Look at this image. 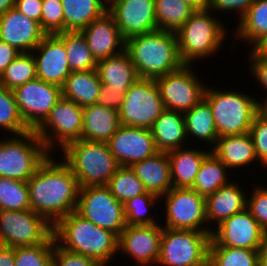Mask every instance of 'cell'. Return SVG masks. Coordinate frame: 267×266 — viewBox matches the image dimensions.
<instances>
[{"instance_id": "cell-1", "label": "cell", "mask_w": 267, "mask_h": 266, "mask_svg": "<svg viewBox=\"0 0 267 266\" xmlns=\"http://www.w3.org/2000/svg\"><path fill=\"white\" fill-rule=\"evenodd\" d=\"M58 161V162H57ZM31 210L52 226L77 209L79 186L71 168L51 154L27 181Z\"/></svg>"}, {"instance_id": "cell-2", "label": "cell", "mask_w": 267, "mask_h": 266, "mask_svg": "<svg viewBox=\"0 0 267 266\" xmlns=\"http://www.w3.org/2000/svg\"><path fill=\"white\" fill-rule=\"evenodd\" d=\"M56 243L63 249L87 256L107 266L118 252V236L96 226L76 210L53 226Z\"/></svg>"}, {"instance_id": "cell-3", "label": "cell", "mask_w": 267, "mask_h": 266, "mask_svg": "<svg viewBox=\"0 0 267 266\" xmlns=\"http://www.w3.org/2000/svg\"><path fill=\"white\" fill-rule=\"evenodd\" d=\"M125 50L140 78L156 79L183 65L174 32L158 29L131 36L126 39Z\"/></svg>"}, {"instance_id": "cell-4", "label": "cell", "mask_w": 267, "mask_h": 266, "mask_svg": "<svg viewBox=\"0 0 267 266\" xmlns=\"http://www.w3.org/2000/svg\"><path fill=\"white\" fill-rule=\"evenodd\" d=\"M61 154L80 188L106 186L119 167L108 144L103 142L73 141L62 149Z\"/></svg>"}, {"instance_id": "cell-5", "label": "cell", "mask_w": 267, "mask_h": 266, "mask_svg": "<svg viewBox=\"0 0 267 266\" xmlns=\"http://www.w3.org/2000/svg\"><path fill=\"white\" fill-rule=\"evenodd\" d=\"M210 14L208 8L195 10L176 32L178 52L183 64L191 65L197 59L212 56L220 50L222 42L225 41V25L218 17Z\"/></svg>"}, {"instance_id": "cell-6", "label": "cell", "mask_w": 267, "mask_h": 266, "mask_svg": "<svg viewBox=\"0 0 267 266\" xmlns=\"http://www.w3.org/2000/svg\"><path fill=\"white\" fill-rule=\"evenodd\" d=\"M243 93L206 87L204 98L211 107L218 137L249 132L258 114V100Z\"/></svg>"}, {"instance_id": "cell-7", "label": "cell", "mask_w": 267, "mask_h": 266, "mask_svg": "<svg viewBox=\"0 0 267 266\" xmlns=\"http://www.w3.org/2000/svg\"><path fill=\"white\" fill-rule=\"evenodd\" d=\"M50 154L34 130L0 139V177L27 182Z\"/></svg>"}, {"instance_id": "cell-8", "label": "cell", "mask_w": 267, "mask_h": 266, "mask_svg": "<svg viewBox=\"0 0 267 266\" xmlns=\"http://www.w3.org/2000/svg\"><path fill=\"white\" fill-rule=\"evenodd\" d=\"M211 233L163 226L156 266H208Z\"/></svg>"}, {"instance_id": "cell-9", "label": "cell", "mask_w": 267, "mask_h": 266, "mask_svg": "<svg viewBox=\"0 0 267 266\" xmlns=\"http://www.w3.org/2000/svg\"><path fill=\"white\" fill-rule=\"evenodd\" d=\"M82 126L83 107L61 97L46 119L34 131L51 153L58 147L61 151L68 143L80 140Z\"/></svg>"}, {"instance_id": "cell-10", "label": "cell", "mask_w": 267, "mask_h": 266, "mask_svg": "<svg viewBox=\"0 0 267 266\" xmlns=\"http://www.w3.org/2000/svg\"><path fill=\"white\" fill-rule=\"evenodd\" d=\"M165 110L155 79L139 78L126 92L118 110L119 123L151 129Z\"/></svg>"}, {"instance_id": "cell-11", "label": "cell", "mask_w": 267, "mask_h": 266, "mask_svg": "<svg viewBox=\"0 0 267 266\" xmlns=\"http://www.w3.org/2000/svg\"><path fill=\"white\" fill-rule=\"evenodd\" d=\"M53 235V226L31 209L0 211V245L35 246Z\"/></svg>"}, {"instance_id": "cell-12", "label": "cell", "mask_w": 267, "mask_h": 266, "mask_svg": "<svg viewBox=\"0 0 267 266\" xmlns=\"http://www.w3.org/2000/svg\"><path fill=\"white\" fill-rule=\"evenodd\" d=\"M163 198L166 228L212 232L213 228L208 227L206 220L205 197L195 190L172 187Z\"/></svg>"}, {"instance_id": "cell-13", "label": "cell", "mask_w": 267, "mask_h": 266, "mask_svg": "<svg viewBox=\"0 0 267 266\" xmlns=\"http://www.w3.org/2000/svg\"><path fill=\"white\" fill-rule=\"evenodd\" d=\"M76 211L96 226L117 236L126 227L123 203L116 200L107 186L79 188Z\"/></svg>"}, {"instance_id": "cell-14", "label": "cell", "mask_w": 267, "mask_h": 266, "mask_svg": "<svg viewBox=\"0 0 267 266\" xmlns=\"http://www.w3.org/2000/svg\"><path fill=\"white\" fill-rule=\"evenodd\" d=\"M191 66L183 64L176 71L155 79L165 109L184 114L204 98L207 86Z\"/></svg>"}, {"instance_id": "cell-15", "label": "cell", "mask_w": 267, "mask_h": 266, "mask_svg": "<svg viewBox=\"0 0 267 266\" xmlns=\"http://www.w3.org/2000/svg\"><path fill=\"white\" fill-rule=\"evenodd\" d=\"M25 124L35 130L62 97V87L35 79L13 89Z\"/></svg>"}, {"instance_id": "cell-16", "label": "cell", "mask_w": 267, "mask_h": 266, "mask_svg": "<svg viewBox=\"0 0 267 266\" xmlns=\"http://www.w3.org/2000/svg\"><path fill=\"white\" fill-rule=\"evenodd\" d=\"M213 226L211 238L220 246L259 251L267 237L247 209Z\"/></svg>"}, {"instance_id": "cell-17", "label": "cell", "mask_w": 267, "mask_h": 266, "mask_svg": "<svg viewBox=\"0 0 267 266\" xmlns=\"http://www.w3.org/2000/svg\"><path fill=\"white\" fill-rule=\"evenodd\" d=\"M108 12L125 39L158 30L155 0H108Z\"/></svg>"}, {"instance_id": "cell-18", "label": "cell", "mask_w": 267, "mask_h": 266, "mask_svg": "<svg viewBox=\"0 0 267 266\" xmlns=\"http://www.w3.org/2000/svg\"><path fill=\"white\" fill-rule=\"evenodd\" d=\"M107 144L119 166L130 167L159 152L151 129L121 124Z\"/></svg>"}, {"instance_id": "cell-19", "label": "cell", "mask_w": 267, "mask_h": 266, "mask_svg": "<svg viewBox=\"0 0 267 266\" xmlns=\"http://www.w3.org/2000/svg\"><path fill=\"white\" fill-rule=\"evenodd\" d=\"M162 224L128 226L118 236V253L124 252L140 266H155L160 255Z\"/></svg>"}, {"instance_id": "cell-20", "label": "cell", "mask_w": 267, "mask_h": 266, "mask_svg": "<svg viewBox=\"0 0 267 266\" xmlns=\"http://www.w3.org/2000/svg\"><path fill=\"white\" fill-rule=\"evenodd\" d=\"M32 54L37 79L62 87L71 73L64 41L57 34H46Z\"/></svg>"}, {"instance_id": "cell-21", "label": "cell", "mask_w": 267, "mask_h": 266, "mask_svg": "<svg viewBox=\"0 0 267 266\" xmlns=\"http://www.w3.org/2000/svg\"><path fill=\"white\" fill-rule=\"evenodd\" d=\"M45 35L37 21L15 8L0 15V40L7 42L20 53L32 52Z\"/></svg>"}, {"instance_id": "cell-22", "label": "cell", "mask_w": 267, "mask_h": 266, "mask_svg": "<svg viewBox=\"0 0 267 266\" xmlns=\"http://www.w3.org/2000/svg\"><path fill=\"white\" fill-rule=\"evenodd\" d=\"M81 32L96 61L117 55L125 50L126 39L108 11L92 21Z\"/></svg>"}, {"instance_id": "cell-23", "label": "cell", "mask_w": 267, "mask_h": 266, "mask_svg": "<svg viewBox=\"0 0 267 266\" xmlns=\"http://www.w3.org/2000/svg\"><path fill=\"white\" fill-rule=\"evenodd\" d=\"M245 195L246 193L242 187L237 182L231 181L207 196L205 198V205L208 227L213 222L219 225L232 215L244 211L247 206V195Z\"/></svg>"}, {"instance_id": "cell-24", "label": "cell", "mask_w": 267, "mask_h": 266, "mask_svg": "<svg viewBox=\"0 0 267 266\" xmlns=\"http://www.w3.org/2000/svg\"><path fill=\"white\" fill-rule=\"evenodd\" d=\"M130 168L142 181L147 192L160 198L173 187L167 152H157L151 157L133 163Z\"/></svg>"}, {"instance_id": "cell-25", "label": "cell", "mask_w": 267, "mask_h": 266, "mask_svg": "<svg viewBox=\"0 0 267 266\" xmlns=\"http://www.w3.org/2000/svg\"><path fill=\"white\" fill-rule=\"evenodd\" d=\"M96 72L105 89H119L121 92H126L140 78L126 50L98 60Z\"/></svg>"}, {"instance_id": "cell-26", "label": "cell", "mask_w": 267, "mask_h": 266, "mask_svg": "<svg viewBox=\"0 0 267 266\" xmlns=\"http://www.w3.org/2000/svg\"><path fill=\"white\" fill-rule=\"evenodd\" d=\"M230 170L249 166L258 162L255 147L249 132L240 135L218 137L215 146L210 150Z\"/></svg>"}, {"instance_id": "cell-27", "label": "cell", "mask_w": 267, "mask_h": 266, "mask_svg": "<svg viewBox=\"0 0 267 266\" xmlns=\"http://www.w3.org/2000/svg\"><path fill=\"white\" fill-rule=\"evenodd\" d=\"M119 126L118 111L98 104L83 107L82 140L107 143Z\"/></svg>"}, {"instance_id": "cell-28", "label": "cell", "mask_w": 267, "mask_h": 266, "mask_svg": "<svg viewBox=\"0 0 267 266\" xmlns=\"http://www.w3.org/2000/svg\"><path fill=\"white\" fill-rule=\"evenodd\" d=\"M151 132L159 152L185 147L187 140L184 114L165 109L154 122Z\"/></svg>"}, {"instance_id": "cell-29", "label": "cell", "mask_w": 267, "mask_h": 266, "mask_svg": "<svg viewBox=\"0 0 267 266\" xmlns=\"http://www.w3.org/2000/svg\"><path fill=\"white\" fill-rule=\"evenodd\" d=\"M209 149L179 148L167 152L170 162L172 186L174 188H191L195 182L200 165L209 153Z\"/></svg>"}, {"instance_id": "cell-30", "label": "cell", "mask_w": 267, "mask_h": 266, "mask_svg": "<svg viewBox=\"0 0 267 266\" xmlns=\"http://www.w3.org/2000/svg\"><path fill=\"white\" fill-rule=\"evenodd\" d=\"M102 83L96 69L71 72L62 86V97L81 107L96 104Z\"/></svg>"}, {"instance_id": "cell-31", "label": "cell", "mask_w": 267, "mask_h": 266, "mask_svg": "<svg viewBox=\"0 0 267 266\" xmlns=\"http://www.w3.org/2000/svg\"><path fill=\"white\" fill-rule=\"evenodd\" d=\"M64 31H81L108 11V0H61Z\"/></svg>"}, {"instance_id": "cell-32", "label": "cell", "mask_w": 267, "mask_h": 266, "mask_svg": "<svg viewBox=\"0 0 267 266\" xmlns=\"http://www.w3.org/2000/svg\"><path fill=\"white\" fill-rule=\"evenodd\" d=\"M186 136H194L196 140L211 145L213 148L218 139V133L214 122L211 107L208 101L203 98L193 108L184 113ZM198 138V139H197Z\"/></svg>"}, {"instance_id": "cell-33", "label": "cell", "mask_w": 267, "mask_h": 266, "mask_svg": "<svg viewBox=\"0 0 267 266\" xmlns=\"http://www.w3.org/2000/svg\"><path fill=\"white\" fill-rule=\"evenodd\" d=\"M236 39L240 38L256 48L267 37V0H255L236 26Z\"/></svg>"}, {"instance_id": "cell-34", "label": "cell", "mask_w": 267, "mask_h": 266, "mask_svg": "<svg viewBox=\"0 0 267 266\" xmlns=\"http://www.w3.org/2000/svg\"><path fill=\"white\" fill-rule=\"evenodd\" d=\"M229 170L230 169L210 151L203 159L191 189L206 198L220 187L230 183V179H228Z\"/></svg>"}, {"instance_id": "cell-35", "label": "cell", "mask_w": 267, "mask_h": 266, "mask_svg": "<svg viewBox=\"0 0 267 266\" xmlns=\"http://www.w3.org/2000/svg\"><path fill=\"white\" fill-rule=\"evenodd\" d=\"M57 35L64 41L71 72L96 69L97 61L81 31H64Z\"/></svg>"}, {"instance_id": "cell-36", "label": "cell", "mask_w": 267, "mask_h": 266, "mask_svg": "<svg viewBox=\"0 0 267 266\" xmlns=\"http://www.w3.org/2000/svg\"><path fill=\"white\" fill-rule=\"evenodd\" d=\"M194 11L184 0H155V18L159 30L176 33Z\"/></svg>"}, {"instance_id": "cell-37", "label": "cell", "mask_w": 267, "mask_h": 266, "mask_svg": "<svg viewBox=\"0 0 267 266\" xmlns=\"http://www.w3.org/2000/svg\"><path fill=\"white\" fill-rule=\"evenodd\" d=\"M208 266H259V251L209 243Z\"/></svg>"}, {"instance_id": "cell-38", "label": "cell", "mask_w": 267, "mask_h": 266, "mask_svg": "<svg viewBox=\"0 0 267 266\" xmlns=\"http://www.w3.org/2000/svg\"><path fill=\"white\" fill-rule=\"evenodd\" d=\"M106 186L110 189L113 197L123 204L129 199L147 192L142 181L128 166H119Z\"/></svg>"}, {"instance_id": "cell-39", "label": "cell", "mask_w": 267, "mask_h": 266, "mask_svg": "<svg viewBox=\"0 0 267 266\" xmlns=\"http://www.w3.org/2000/svg\"><path fill=\"white\" fill-rule=\"evenodd\" d=\"M36 78V62L32 52L20 53L0 75V84L13 90Z\"/></svg>"}, {"instance_id": "cell-40", "label": "cell", "mask_w": 267, "mask_h": 266, "mask_svg": "<svg viewBox=\"0 0 267 266\" xmlns=\"http://www.w3.org/2000/svg\"><path fill=\"white\" fill-rule=\"evenodd\" d=\"M29 209L31 207L27 182L0 177V211Z\"/></svg>"}, {"instance_id": "cell-41", "label": "cell", "mask_w": 267, "mask_h": 266, "mask_svg": "<svg viewBox=\"0 0 267 266\" xmlns=\"http://www.w3.org/2000/svg\"><path fill=\"white\" fill-rule=\"evenodd\" d=\"M160 197L146 192L145 194L135 196L123 204L125 223L128 226L156 225L157 219L148 215L149 209L158 203Z\"/></svg>"}, {"instance_id": "cell-42", "label": "cell", "mask_w": 267, "mask_h": 266, "mask_svg": "<svg viewBox=\"0 0 267 266\" xmlns=\"http://www.w3.org/2000/svg\"><path fill=\"white\" fill-rule=\"evenodd\" d=\"M0 128L20 135L31 129L25 124L16 103L13 90L0 84Z\"/></svg>"}, {"instance_id": "cell-43", "label": "cell", "mask_w": 267, "mask_h": 266, "mask_svg": "<svg viewBox=\"0 0 267 266\" xmlns=\"http://www.w3.org/2000/svg\"><path fill=\"white\" fill-rule=\"evenodd\" d=\"M55 238L45 243L15 248V266H52Z\"/></svg>"}, {"instance_id": "cell-44", "label": "cell", "mask_w": 267, "mask_h": 266, "mask_svg": "<svg viewBox=\"0 0 267 266\" xmlns=\"http://www.w3.org/2000/svg\"><path fill=\"white\" fill-rule=\"evenodd\" d=\"M40 27L46 34L64 32V13L61 0H42Z\"/></svg>"}, {"instance_id": "cell-45", "label": "cell", "mask_w": 267, "mask_h": 266, "mask_svg": "<svg viewBox=\"0 0 267 266\" xmlns=\"http://www.w3.org/2000/svg\"><path fill=\"white\" fill-rule=\"evenodd\" d=\"M260 185L255 186L249 198L247 196L246 209L267 234V187Z\"/></svg>"}, {"instance_id": "cell-46", "label": "cell", "mask_w": 267, "mask_h": 266, "mask_svg": "<svg viewBox=\"0 0 267 266\" xmlns=\"http://www.w3.org/2000/svg\"><path fill=\"white\" fill-rule=\"evenodd\" d=\"M249 134L252 138L258 161L267 169V121L257 114L250 126Z\"/></svg>"}, {"instance_id": "cell-47", "label": "cell", "mask_w": 267, "mask_h": 266, "mask_svg": "<svg viewBox=\"0 0 267 266\" xmlns=\"http://www.w3.org/2000/svg\"><path fill=\"white\" fill-rule=\"evenodd\" d=\"M52 266H102L98 261L61 248L55 241Z\"/></svg>"}, {"instance_id": "cell-48", "label": "cell", "mask_w": 267, "mask_h": 266, "mask_svg": "<svg viewBox=\"0 0 267 266\" xmlns=\"http://www.w3.org/2000/svg\"><path fill=\"white\" fill-rule=\"evenodd\" d=\"M250 63L249 69L253 75L256 82L264 87L267 91V56L261 54L256 48L250 49L249 60Z\"/></svg>"}, {"instance_id": "cell-49", "label": "cell", "mask_w": 267, "mask_h": 266, "mask_svg": "<svg viewBox=\"0 0 267 266\" xmlns=\"http://www.w3.org/2000/svg\"><path fill=\"white\" fill-rule=\"evenodd\" d=\"M255 0H208V9L213 13L218 10L224 12L234 11L238 13L239 20L249 10Z\"/></svg>"}, {"instance_id": "cell-50", "label": "cell", "mask_w": 267, "mask_h": 266, "mask_svg": "<svg viewBox=\"0 0 267 266\" xmlns=\"http://www.w3.org/2000/svg\"><path fill=\"white\" fill-rule=\"evenodd\" d=\"M124 97L125 92H121L119 89H105L101 85L96 104L118 111L124 101Z\"/></svg>"}, {"instance_id": "cell-51", "label": "cell", "mask_w": 267, "mask_h": 266, "mask_svg": "<svg viewBox=\"0 0 267 266\" xmlns=\"http://www.w3.org/2000/svg\"><path fill=\"white\" fill-rule=\"evenodd\" d=\"M14 8L40 24L42 0H16Z\"/></svg>"}, {"instance_id": "cell-52", "label": "cell", "mask_w": 267, "mask_h": 266, "mask_svg": "<svg viewBox=\"0 0 267 266\" xmlns=\"http://www.w3.org/2000/svg\"><path fill=\"white\" fill-rule=\"evenodd\" d=\"M19 54L14 47L0 40V75Z\"/></svg>"}, {"instance_id": "cell-53", "label": "cell", "mask_w": 267, "mask_h": 266, "mask_svg": "<svg viewBox=\"0 0 267 266\" xmlns=\"http://www.w3.org/2000/svg\"><path fill=\"white\" fill-rule=\"evenodd\" d=\"M0 266H15V248L0 245Z\"/></svg>"}, {"instance_id": "cell-54", "label": "cell", "mask_w": 267, "mask_h": 266, "mask_svg": "<svg viewBox=\"0 0 267 266\" xmlns=\"http://www.w3.org/2000/svg\"><path fill=\"white\" fill-rule=\"evenodd\" d=\"M195 10H203L208 7V0H184Z\"/></svg>"}, {"instance_id": "cell-55", "label": "cell", "mask_w": 267, "mask_h": 266, "mask_svg": "<svg viewBox=\"0 0 267 266\" xmlns=\"http://www.w3.org/2000/svg\"><path fill=\"white\" fill-rule=\"evenodd\" d=\"M259 266H267V237L259 250Z\"/></svg>"}, {"instance_id": "cell-56", "label": "cell", "mask_w": 267, "mask_h": 266, "mask_svg": "<svg viewBox=\"0 0 267 266\" xmlns=\"http://www.w3.org/2000/svg\"><path fill=\"white\" fill-rule=\"evenodd\" d=\"M16 0H0V15L15 7Z\"/></svg>"}, {"instance_id": "cell-57", "label": "cell", "mask_w": 267, "mask_h": 266, "mask_svg": "<svg viewBox=\"0 0 267 266\" xmlns=\"http://www.w3.org/2000/svg\"><path fill=\"white\" fill-rule=\"evenodd\" d=\"M264 98L263 102L258 101V114L267 121V97L265 96Z\"/></svg>"}, {"instance_id": "cell-58", "label": "cell", "mask_w": 267, "mask_h": 266, "mask_svg": "<svg viewBox=\"0 0 267 266\" xmlns=\"http://www.w3.org/2000/svg\"><path fill=\"white\" fill-rule=\"evenodd\" d=\"M256 49L263 55L267 56V37L263 40Z\"/></svg>"}]
</instances>
